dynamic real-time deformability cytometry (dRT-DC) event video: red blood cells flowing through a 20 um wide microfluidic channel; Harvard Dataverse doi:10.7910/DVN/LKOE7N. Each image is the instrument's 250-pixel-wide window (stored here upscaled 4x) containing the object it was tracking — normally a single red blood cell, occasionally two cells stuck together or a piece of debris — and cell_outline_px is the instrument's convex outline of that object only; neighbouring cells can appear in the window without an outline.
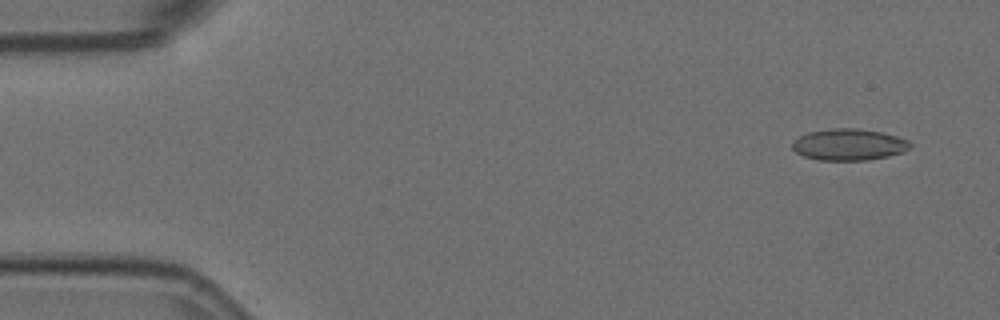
{"species": "Egyptian fruit bat (a non-hibernating species)", "species_latin": "Rousettus aegyptiacus", "temperature_condition": "room temperature", "stored_images_in_passage": 7, "camera_frame_rate_fps": 3000, "um_per_image_px": 0.085, "animal": {"sex": "female"}, "frame": {"image": 1, "passage_image": 1, "time_ms": 0.0, "image_size_px": [1000, 320], "cell_outline_px": [[912, 148], [904, 152], [888, 156], [868, 160], [820, 160], [804, 156], [796, 152], [792, 148], [792, 140], [808, 132], [832, 128], [856, 128], [884, 132], [908, 140], [912, 144]], "centroid_in_image_um": [72.18, 12.28], "position_along_channel_um": 12.8, "area_um2": 21.85}}
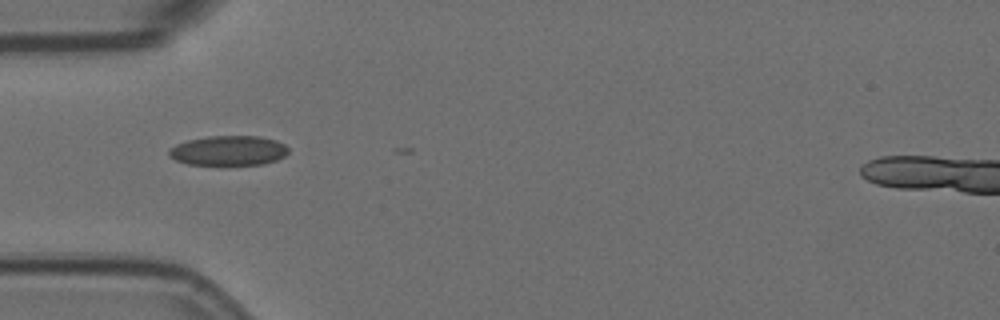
{"frame": {"image": 2, "passage_image": 5, "time_ms": 1.333, "image_size_px": [1000, 320], "cell_outline_px": [[288, 152], [284, 156], [276, 160], [264, 164], [220, 168], [188, 164], [176, 160], [168, 156], [168, 148], [176, 144], [188, 140], [208, 136], [260, 136], [276, 140], [284, 144], [288, 148]], "centroid_in_image_um": [19.39, 12.85], "position_along_channel_um": 65.6, "area_um2": 21.79}}
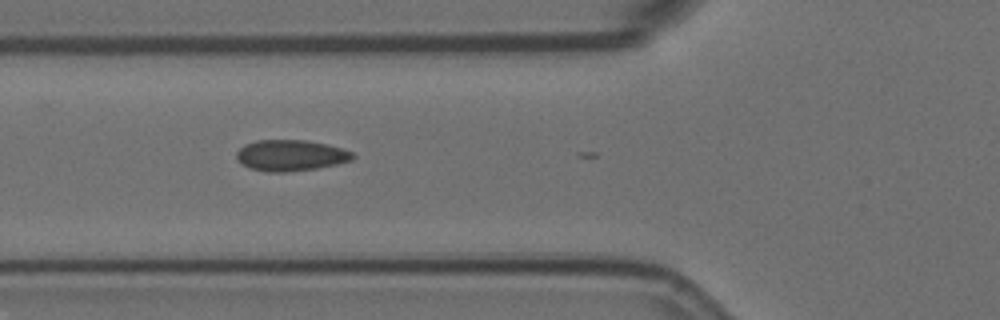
{"frame": {"image": 3, "passage_image": 6, "time_ms": 1.667, "image_size_px": [1000, 320], "cell_outline_px": [[356, 156], [352, 160], [336, 164], [316, 168], [288, 172], [268, 172], [248, 168], [236, 160], [236, 152], [244, 144], [256, 140], [304, 140], [328, 144], [352, 152]], "centroid_in_image_um": [24.67, 13.21], "position_along_channel_um": 101.1, "area_um2": 21.15}}